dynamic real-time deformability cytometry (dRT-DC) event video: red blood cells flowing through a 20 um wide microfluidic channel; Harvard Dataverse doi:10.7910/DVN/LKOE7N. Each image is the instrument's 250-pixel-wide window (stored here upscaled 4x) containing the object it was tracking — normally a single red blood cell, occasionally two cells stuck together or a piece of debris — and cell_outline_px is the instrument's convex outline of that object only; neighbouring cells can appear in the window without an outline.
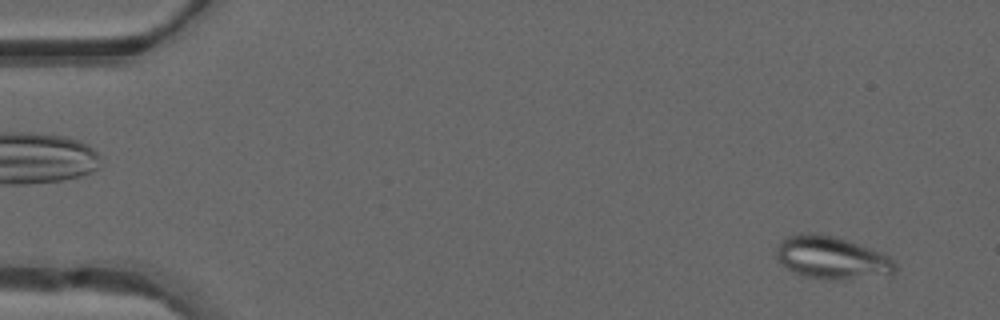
{"species": "common noctule bat (a hibernating species)", "species_latin": "Nyctalus noctula", "temperature_condition": "warm", "stored_images_in_passage": 46, "camera_frame_rate_fps": 3000, "um_per_image_px": 0.085, "animal": {"sex": "male", "forearm_length_mm": 52.5}, "frame": {"image": 1, "passage_image": 1, "time_ms": 0.0, "image_size_px": [1000, 320], "cell_outline_px": [[896, 272], [844, 280], [832, 280], [804, 276], [792, 272], [780, 264], [776, 260], [776, 244], [788, 236], [800, 232], [820, 232], [836, 236], [872, 248], [888, 256], [896, 264]], "centroid_in_image_um": [70.62, 21.87], "position_along_channel_um": 14.4, "area_um2": 30.0}}
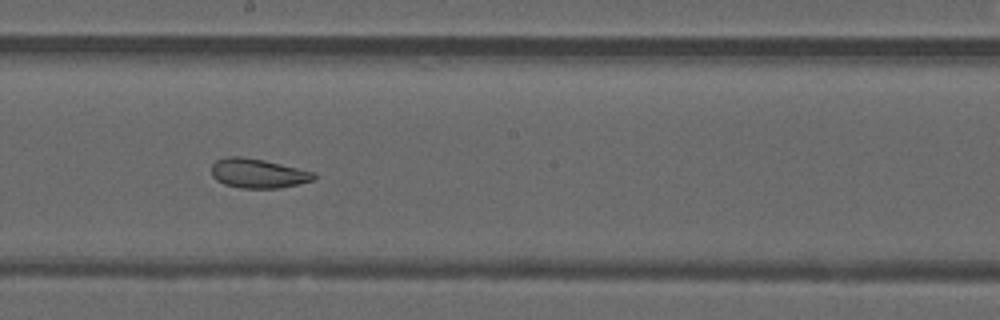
{"frame": {"image": 2, "passage_image": 25, "time_ms": 8.0, "image_size_px": [1000, 320], "cell_outline_px": [[316, 176], [312, 180], [280, 188], [240, 188], [224, 184], [216, 180], [212, 176], [212, 164], [216, 160], [228, 156], [240, 156], [264, 160], [316, 172]], "centroid_in_image_um": [21.91, 14.73], "position_along_channel_um": 226.3, "area_um2": 17.51}}
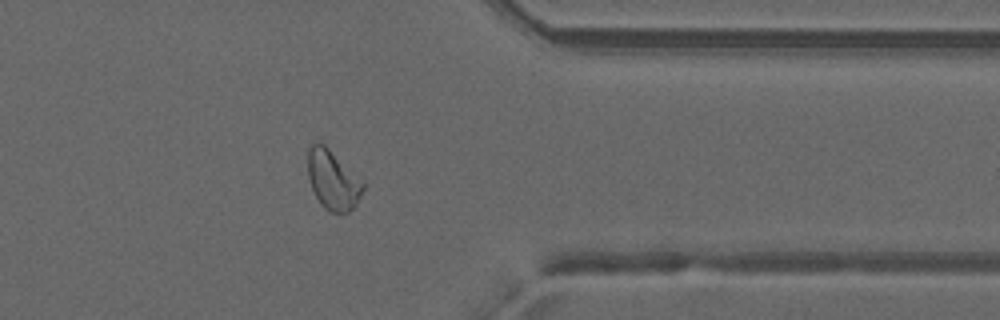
{"frame": {"image": 3, "passage_image": 37, "time_ms": 12.0, "image_size_px": [1000, 320], "cell_outline_px": [[364, 188], [356, 204], [348, 212], [340, 216], [328, 212], [320, 204], [312, 188], [308, 176], [308, 148], [312, 144], [320, 140], [364, 180]], "centroid_in_image_um": [28.3, 15.31], "position_along_channel_um": 383.1, "area_um2": 19.59}, "authors_computed_cell_mechanics": {"area_um2": 21.6172, "velocity_mm_per_s": 4.1846, "shape_relaxation_time_tau1_ms": null, "shape_relaxation_time_tau2_ms": 2.825, "deformation_change_tau1": null, "deformation_change_tau2": 0.0717}}